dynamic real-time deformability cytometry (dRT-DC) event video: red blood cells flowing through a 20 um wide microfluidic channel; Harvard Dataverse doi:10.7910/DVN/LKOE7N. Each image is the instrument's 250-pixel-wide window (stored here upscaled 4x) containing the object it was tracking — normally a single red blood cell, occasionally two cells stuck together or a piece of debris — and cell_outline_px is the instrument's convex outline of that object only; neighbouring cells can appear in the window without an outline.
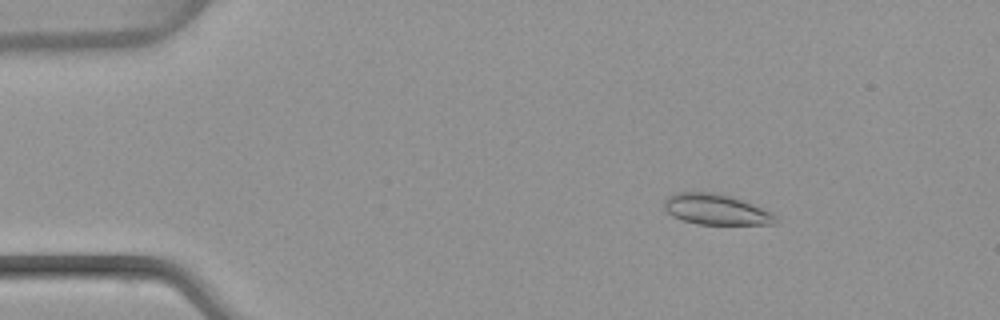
{"species": "common noctule bat (a hibernating species)", "species_latin": "Nyctalus noctula", "temperature_condition": "warm", "stored_images_in_passage": 52, "segment_of_instrument_passage": [1, 2], "camera_frame_rate_fps": 3000, "um_per_image_px": 0.085, "animal": {"sex": "female", "body_mass_g": 22.7, "forearm_length_mm": 54.2}, "frame": {"image": 1, "passage_image": 8, "time_ms": 2.333, "image_size_px": [1000, 320], "cell_outline_px": [[776, 224], [696, 224], [672, 216], [664, 208], [664, 200], [668, 196], [676, 192], [720, 192], [732, 196], [772, 212], [776, 216]], "centroid_in_image_um": [60.85, 17.79], "position_along_channel_um": 24.2, "area_um2": 19.94}}
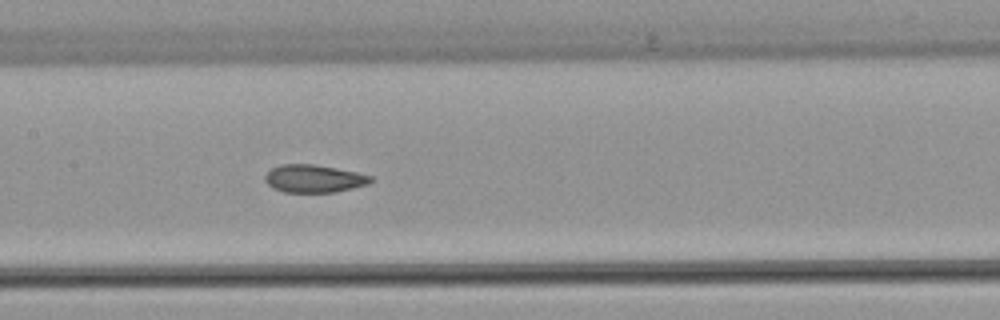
{"frame": {"image": 2, "passage_image": 25, "time_ms": 8.0, "image_size_px": [1000, 320], "cell_outline_px": [[376, 180], [368, 184], [336, 192], [284, 192], [272, 188], [264, 180], [264, 176], [272, 168], [280, 164], [316, 164], [356, 172], [372, 176]], "centroid_in_image_um": [26.69, 15.18], "position_along_channel_um": 180.7, "area_um2": 17.22}}
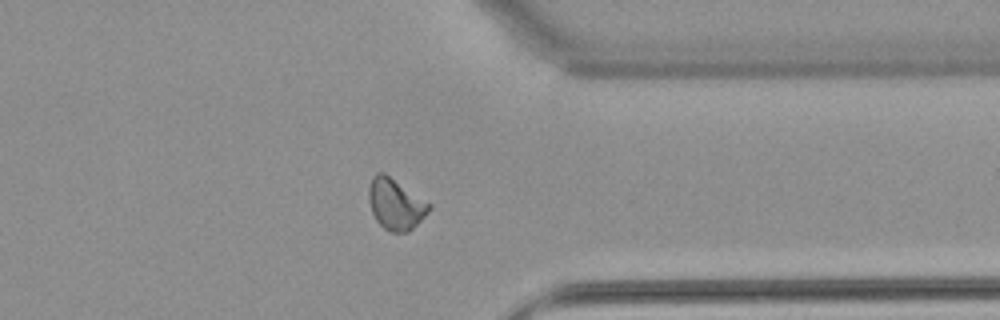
{"frame": {"image": 3, "passage_image": 40, "time_ms": 13.0, "image_size_px": [1000, 320], "cell_outline_px": [[432, 208], [408, 232], [392, 232], [384, 228], [376, 220], [372, 212], [368, 200], [368, 188], [372, 176], [376, 172], [384, 172], [432, 204]], "centroid_in_image_um": [33.61, 17.32], "position_along_channel_um": 377.8, "area_um2": 17.98}}